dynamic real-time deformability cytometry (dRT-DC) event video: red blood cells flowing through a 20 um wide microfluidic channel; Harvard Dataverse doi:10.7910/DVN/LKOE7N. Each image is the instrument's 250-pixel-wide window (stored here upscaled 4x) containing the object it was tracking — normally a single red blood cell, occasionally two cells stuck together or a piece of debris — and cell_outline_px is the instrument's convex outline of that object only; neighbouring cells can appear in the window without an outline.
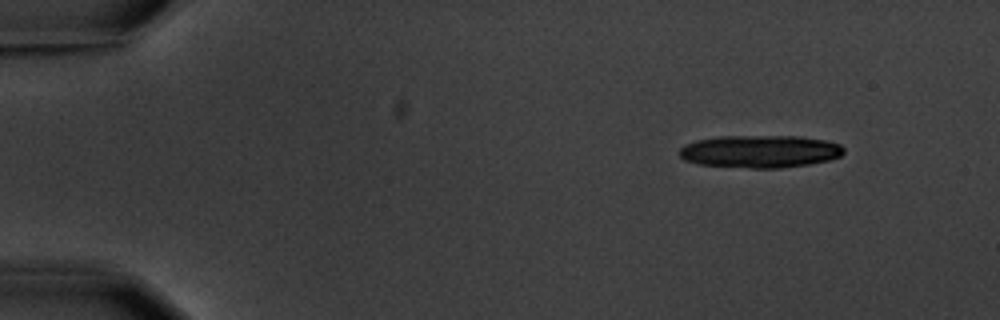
{"species": "common noctule bat (a hibernating species)", "species_latin": "Nyctalus noctula", "temperature_condition": "warm", "stored_images_in_passage": 5, "camera_frame_rate_fps": 3000, "um_per_image_px": 0.085, "animal": {"sex": "male", "body_mass_g": 20.1, "forearm_length_mm": 53.5}, "frame": {"image": 1, "passage_image": 1, "time_ms": 0.0, "image_size_px": [1000, 320], "cell_outline_px": [[844, 152], [840, 156], [828, 160], [808, 164], [780, 168], [752, 168], [700, 164], [684, 160], [680, 156], [680, 148], [684, 144], [696, 140], [720, 136], [800, 136], [828, 140], [840, 144], [844, 148]], "centroid_in_image_um": [64.62, 12.86], "position_along_channel_um": 20.4, "area_um2": 31.27}}
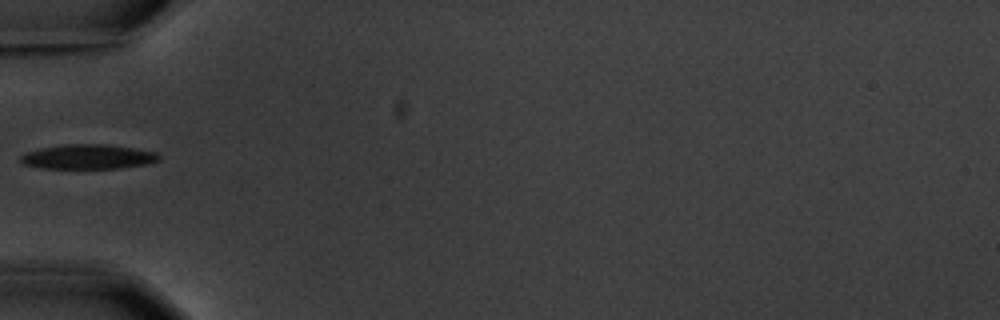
{"frame": {"image": 2, "passage_image": 5, "time_ms": 4.667, "image_size_px": [1000, 320], "cell_outline_px": [[160, 160], [148, 164], [120, 168], [40, 168], [24, 164], [20, 160], [20, 156], [24, 152], [40, 148], [64, 144], [104, 144], [132, 148], [156, 152], [160, 156]], "centroid_in_image_um": [7.47, 13.32], "position_along_channel_um": 77.5, "area_um2": 19.88}}